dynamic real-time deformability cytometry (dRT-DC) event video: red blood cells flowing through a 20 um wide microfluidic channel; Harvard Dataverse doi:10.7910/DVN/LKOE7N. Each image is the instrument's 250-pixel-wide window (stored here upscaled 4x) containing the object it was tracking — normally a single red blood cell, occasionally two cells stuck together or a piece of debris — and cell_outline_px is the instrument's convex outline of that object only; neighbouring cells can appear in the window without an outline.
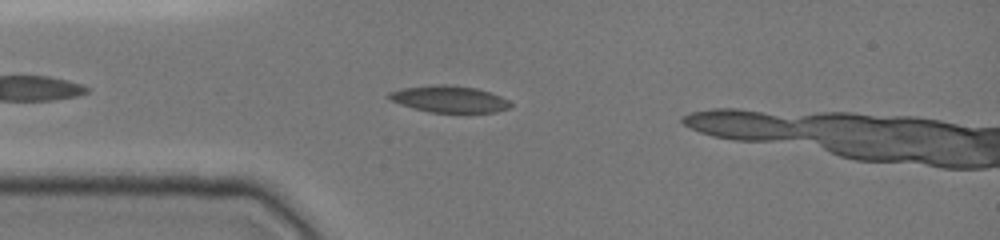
{"species": "common noctule bat (a hibernating species)", "species_latin": "Nyctalus noctula", "temperature_condition": "cold", "stored_images_in_passage": 36, "camera_frame_rate_fps": 3000, "um_per_image_px": 0.085, "animal": {"sex": "female", "body_mass_g": 19.0, "forearm_length_mm": 51.5}, "frame": {"image": 1, "passage_image": 5, "time_ms": 1.333, "image_size_px": [1000, 240], "cell_outline_px": [[512, 104], [508, 108], [496, 112], [432, 112], [416, 108], [392, 100], [388, 96], [388, 92], [404, 88], [440, 84], [448, 84], [476, 88], [500, 96], [508, 100]], "centroid_in_image_um": [38.23, 8.41], "position_along_channel_um": 46.8, "area_um2": 18.38}}
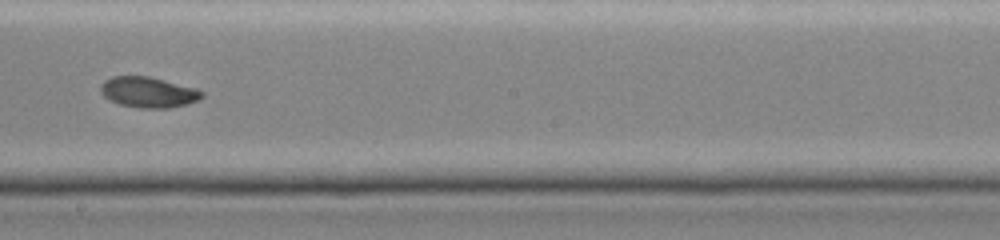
{"frame": {"image": 2, "passage_image": 20, "time_ms": 6.333, "image_size_px": [1000, 240], "cell_outline_px": [[204, 96], [188, 104], [168, 108], [140, 108], [120, 104], [108, 100], [100, 92], [100, 84], [104, 80], [112, 76], [148, 76], [196, 88], [204, 92]], "centroid_in_image_um": [12.58, 7.84], "position_along_channel_um": 235.6, "area_um2": 18.15}}
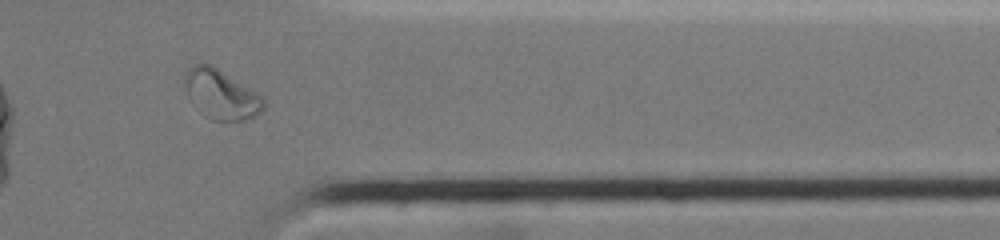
{"frame": {"image": 3, "passage_image": 32, "time_ms": 10.333, "image_size_px": [1000, 240], "cell_outline_px": [[268, 104], [256, 116], [244, 120], [212, 120], [204, 116], [192, 104], [188, 96], [184, 80], [184, 72], [192, 64], [208, 64], [216, 68], [260, 92], [264, 96]], "centroid_in_image_um": [18.83, 8.03], "position_along_channel_um": 392.6, "area_um2": 23.12}}